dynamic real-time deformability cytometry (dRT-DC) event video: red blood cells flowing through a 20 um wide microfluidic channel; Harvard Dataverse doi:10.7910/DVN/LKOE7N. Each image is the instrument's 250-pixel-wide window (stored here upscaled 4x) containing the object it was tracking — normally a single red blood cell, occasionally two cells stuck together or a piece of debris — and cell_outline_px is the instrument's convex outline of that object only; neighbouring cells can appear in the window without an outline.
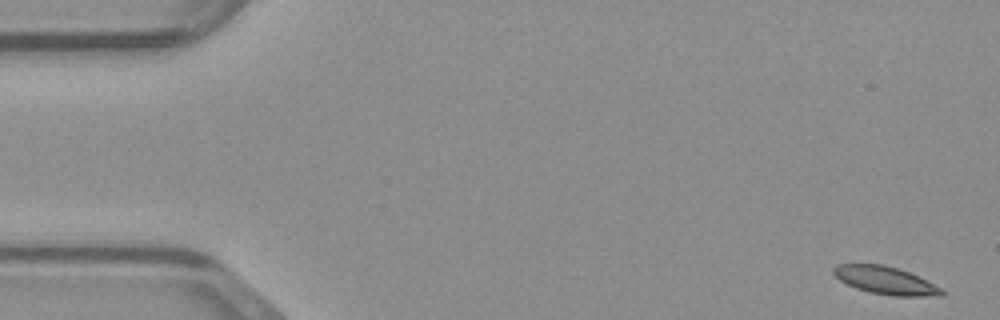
{"species": "common noctule bat (a hibernating species)", "species_latin": "Nyctalus noctula", "temperature_condition": "warm", "stored_images_in_passage": 48, "camera_frame_rate_fps": 3000, "um_per_image_px": 0.085, "animal": {"sex": "male", "body_mass_g": 23.1, "forearm_length_mm": 52.7}, "frame": {"image": 1, "passage_image": 1, "time_ms": 0.0, "image_size_px": [1000, 320], "cell_outline_px": [[944, 292], [940, 296], [896, 296], [868, 292], [856, 288], [840, 280], [832, 272], [832, 268], [836, 264], [884, 264], [908, 272], [940, 288]], "centroid_in_image_um": [75.2, 23.83], "position_along_channel_um": 9.8, "area_um2": 17.17}}
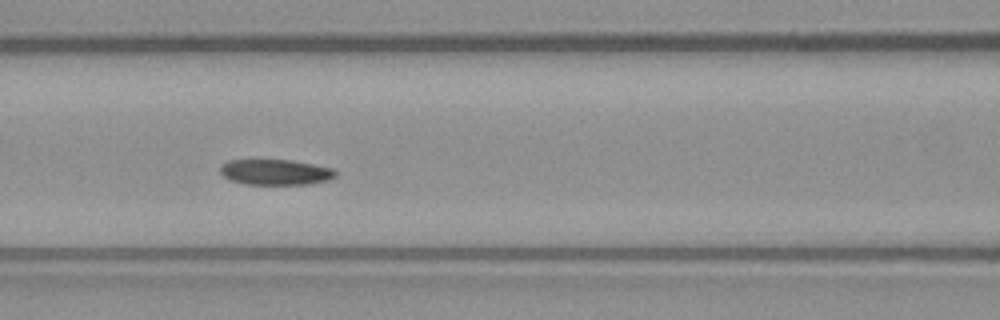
{"frame": {"image": 2, "passage_image": 20, "time_ms": 6.333, "image_size_px": [1000, 320], "cell_outline_px": [[336, 176], [328, 180], [308, 184], [244, 184], [232, 180], [224, 176], [220, 172], [220, 164], [228, 160], [292, 160], [332, 168], [336, 172]], "centroid_in_image_um": [23.4, 14.62], "position_along_channel_um": 143.2, "area_um2": 17.11}}
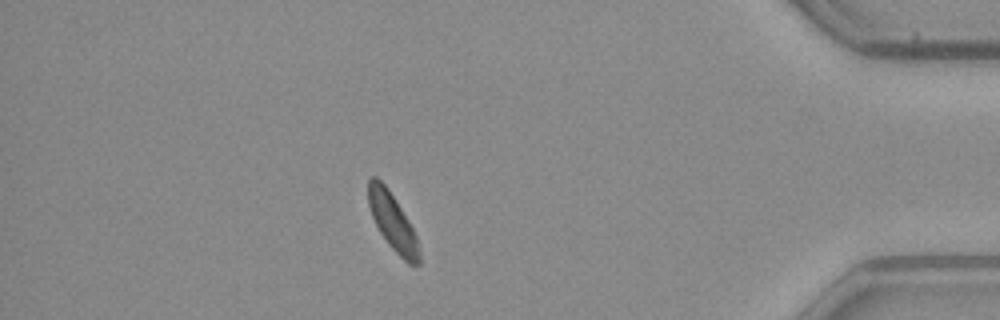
{"frame": {"image": 3, "passage_image": 42, "time_ms": 13.667, "image_size_px": [1000, 320], "cell_outline_px": [[420, 264], [416, 268], [408, 264], [388, 244], [380, 232], [372, 216], [368, 204], [368, 180], [372, 176], [376, 176], [388, 188], [408, 220], [416, 236], [420, 256]], "centroid_in_image_um": [33.37, 18.88], "position_along_channel_um": 401.8, "area_um2": 16.76}}